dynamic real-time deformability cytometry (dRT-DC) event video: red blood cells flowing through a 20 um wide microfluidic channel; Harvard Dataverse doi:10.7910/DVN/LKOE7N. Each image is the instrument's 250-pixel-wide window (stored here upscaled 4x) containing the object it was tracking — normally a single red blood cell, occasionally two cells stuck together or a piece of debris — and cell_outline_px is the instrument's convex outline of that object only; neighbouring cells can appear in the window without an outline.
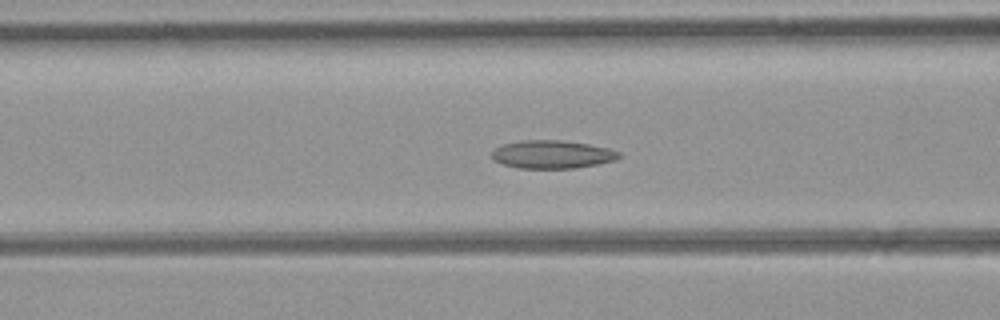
{"species": "common noctule bat (a hibernating species)", "species_latin": "Nyctalus noctula", "temperature_condition": "room temperature", "stored_images_in_passage": 51, "camera_frame_rate_fps": 3000, "um_per_image_px": 0.085, "animal": {"sex": "female", "body_mass_g": 21.9}, "frame": {"image": 1, "passage_image": 20, "time_ms": 6.333, "image_size_px": [1000, 320], "cell_outline_px": [[620, 156], [616, 160], [576, 168], [516, 168], [492, 160], [492, 152], [496, 148], [504, 144], [520, 140], [560, 140], [588, 144], [608, 148], [620, 152]], "centroid_in_image_um": [46.92, 13.12], "position_along_channel_um": 119.7, "area_um2": 20.75}}
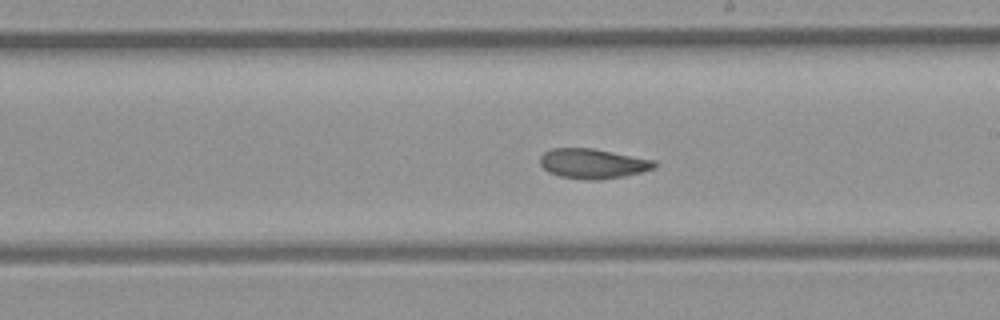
{"frame": {"image": 2, "passage_image": 29, "time_ms": 9.333, "image_size_px": [1000, 320], "cell_outline_px": [[656, 168], [624, 176], [600, 180], [588, 180], [560, 176], [548, 172], [540, 164], [540, 156], [544, 152], [552, 148], [592, 148], [656, 160]], "centroid_in_image_um": [50.39, 13.9], "position_along_channel_um": 238.6, "area_um2": 19.94}}
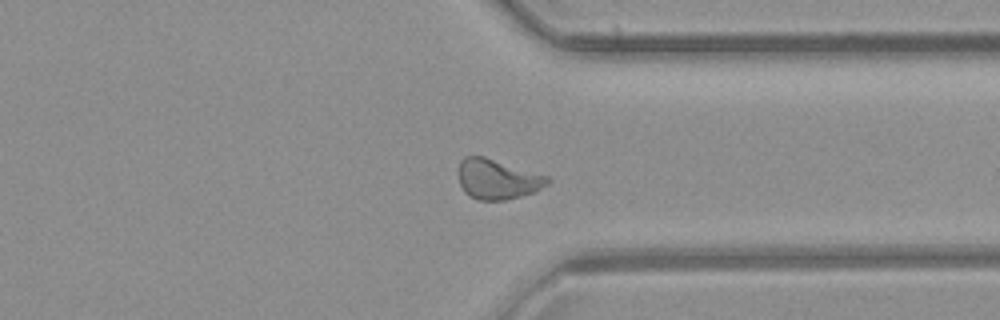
{"frame": {"image": 3, "passage_image": 39, "time_ms": 12.667, "image_size_px": [1000, 320], "cell_outline_px": [[552, 180], [548, 184], [532, 192], [520, 196], [504, 200], [476, 200], [468, 196], [464, 192], [460, 184], [460, 160], [464, 156], [484, 156], [548, 176]], "centroid_in_image_um": [42.27, 15.23], "position_along_channel_um": 369.1, "area_um2": 20.63}, "authors_computed_cell_mechanics": {"area_um2": 21.2704, "velocity_mm_per_s": 3.9659, "shape_relaxation_time_tau1_ms": null, "shape_relaxation_time_tau2_ms": 2.8224, "deformation_change_tau1": null, "deformation_change_tau2": 0.0676}}